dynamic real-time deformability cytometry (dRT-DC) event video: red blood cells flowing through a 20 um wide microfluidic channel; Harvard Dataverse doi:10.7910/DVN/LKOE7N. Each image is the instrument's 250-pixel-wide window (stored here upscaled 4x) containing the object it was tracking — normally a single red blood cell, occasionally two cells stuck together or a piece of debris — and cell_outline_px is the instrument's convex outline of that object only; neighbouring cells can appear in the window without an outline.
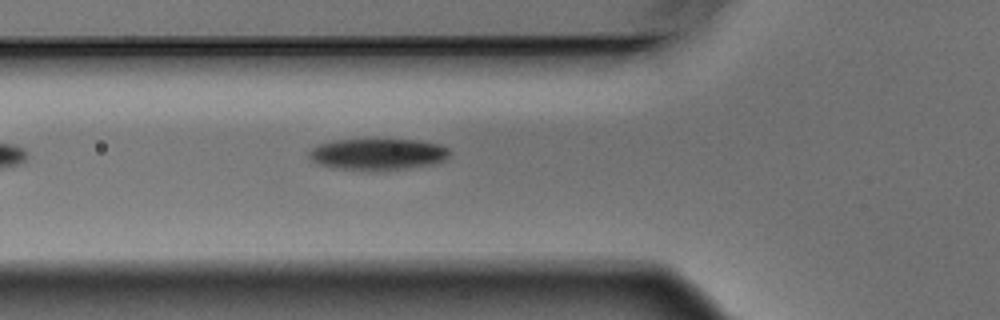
{"species": "Egyptian fruit bat (a non-hibernating species)", "species_latin": "Rousettus aegyptiacus", "temperature_condition": "warm", "stored_images_in_passage": 5, "camera_frame_rate_fps": 3000, "um_per_image_px": 0.085, "animal": {"sex": "male"}, "frame": {"image": 1, "passage_image": 5, "time_ms": 1.333, "image_size_px": [1000, 320], "cell_outline_px": [[448, 156], [444, 160], [432, 164], [408, 168], [368, 172], [364, 172], [332, 168], [316, 164], [308, 156], [308, 152], [312, 148], [320, 144], [332, 140], [420, 140], [440, 144], [448, 148]], "centroid_in_image_um": [32.06, 13.13], "position_along_channel_um": 93.7, "area_um2": 26.18}}